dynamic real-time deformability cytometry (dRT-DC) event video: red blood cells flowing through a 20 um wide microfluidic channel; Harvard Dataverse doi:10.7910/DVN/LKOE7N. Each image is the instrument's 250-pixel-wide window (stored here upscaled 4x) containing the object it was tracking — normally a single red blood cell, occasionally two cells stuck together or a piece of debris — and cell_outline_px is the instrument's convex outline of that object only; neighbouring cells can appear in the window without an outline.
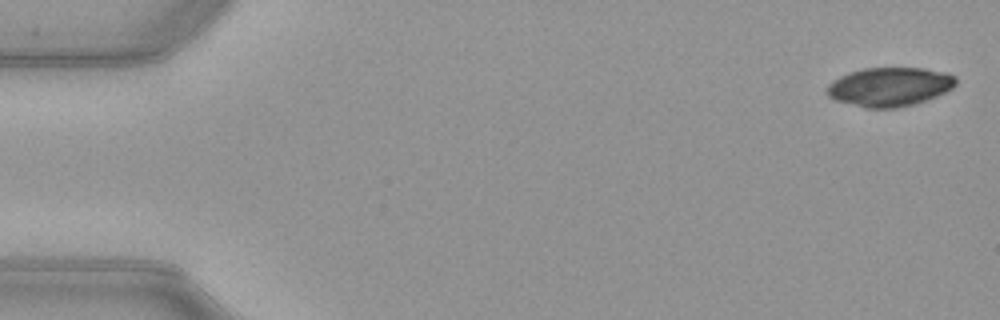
{"species": "common noctule bat (a hibernating species)", "species_latin": "Nyctalus noctula", "temperature_condition": "warm", "stored_images_in_passage": 8, "camera_frame_rate_fps": 3000, "um_per_image_px": 0.085, "animal": {"sex": "female", "body_mass_g": 21.9}, "frame": {"image": 1, "passage_image": 1, "time_ms": 0.0, "image_size_px": [1000, 320], "cell_outline_px": [[956, 84], [952, 88], [936, 96], [916, 104], [896, 108], [864, 108], [832, 100], [828, 96], [828, 84], [832, 80], [840, 76], [864, 68], [924, 68], [944, 72], [956, 76]], "centroid_in_image_um": [75.6, 7.39], "position_along_channel_um": 9.4, "area_um2": 29.36}}